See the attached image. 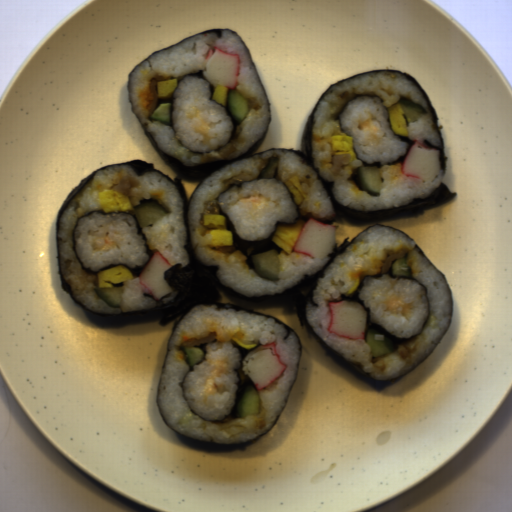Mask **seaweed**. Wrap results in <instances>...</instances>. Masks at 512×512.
<instances>
[{
  "mask_svg": "<svg viewBox=\"0 0 512 512\" xmlns=\"http://www.w3.org/2000/svg\"><path fill=\"white\" fill-rule=\"evenodd\" d=\"M224 30L228 29H210L207 31H203L200 33H196L187 37H184L182 40L176 42L173 45H168L163 49L155 50L150 55H148L146 58H144L140 63L134 66L133 69L130 70L127 78L126 83V91H127V99L130 103V110L136 117L137 121L139 122L145 136L149 140L150 144L154 148L155 152L160 156V158L169 166V168L175 173L174 179L170 178L167 174L163 173L160 169H155L154 162H146L141 159L136 160H129L124 161L122 163H113L109 165H105L101 168H98L91 172L87 177L84 179H81L80 183L71 190V192L68 194L67 198L65 199L64 203L62 204L61 208L58 211L57 219H56V257H57V268H58V279H59V285L61 289L68 295L69 299L71 300L72 304L76 306L81 313L86 317V319L92 323L95 327L103 328V329H120L125 326H134L144 323H150V322H158L159 326H166L172 321L179 318L174 325L167 342V352L165 354V357L163 359V365H162V372L164 369L166 358L169 354V342L171 335L175 328L177 327L178 323L182 320V318L194 307V306H205V307H211L212 305H217L216 309H235L236 311H246L250 315H259L268 319H273L274 322L278 325H283L286 329V336L285 340L288 339L289 335L293 332L297 335L299 341H300V354H299V361H298V368L295 380L292 384V387L288 393L286 404L282 410V412L277 416L272 426L269 428L268 431L260 434L253 440L238 442V443H215L205 440H199L194 439L189 436L183 435L177 430H175L172 426H170L166 420L162 416L161 409L158 405V391H159V385L160 380L162 376L159 377L158 386H157V393H156V405L158 407L159 413L161 415V418L165 425L170 428L175 436L179 439V441L196 450H201L205 452H235V451H246V449L260 440L265 434L270 432L277 422L279 421L280 417L282 416L292 393L293 386L297 380L298 373H299V367H300V361L302 357V350H303V343L298 335V333L288 324L284 323L283 321L277 319L276 317L268 314H263L259 312H255V310H262V309H272V308H282L283 315H293L297 314L298 321L300 324L301 329L304 328L307 334V337L309 341L311 342L312 338H314L319 345L323 348L324 354L327 358L331 359L333 363L356 378L362 380L363 382L367 383L376 393H380L381 391L385 390L386 388L392 386L396 382L400 381L404 377H406L408 374H410L412 371H414L416 368H418L423 362H425L430 355L433 353V351L436 349V347L440 344V342L445 338L447 335L453 317H454V295L452 288L450 286V283L446 277V275L435 265V263L428 258L422 248L418 245V243L407 233H405L402 230L396 229L394 227L378 223L382 221H389V220H399V219H410V218H420L424 215L426 211H429L431 209H434L436 207L448 204L450 201H452L456 196V191H451L449 187L444 184L443 182L436 187L427 197H415L410 202H408L405 205L397 206V207H388V208H382V209H376V210H356L354 208H351L349 206L342 205L340 202H338L333 194L334 188H335V180H327L320 174V168L315 167V158L312 156L314 147L312 145L313 140V134H314V114L317 111L320 102L322 98L327 95L333 86L339 85L342 82L356 78L365 74H369L372 72H397L404 76L407 80H409L411 83H413L416 88L420 91L422 94L426 104H427V110L430 111V119L431 123L430 125L436 130L438 137H439V145H434L430 141H428L426 138L423 140V144L427 145L429 147L435 148L439 150V160L441 163V171L443 175L446 172V162L448 160L446 151H445V145H444V139L442 135L441 129H443L442 125L438 124V117H437V111L428 95L426 90L423 88V86L420 84V82L414 78L411 74H408L406 72L400 71V70H394V69H375L371 71H366L358 74H354L350 77H347L345 79H339L332 84L328 85L326 89L322 92V94L317 99L315 105L313 106L311 112L309 113L306 122L303 127V131L301 134L300 139V149H293L289 147H278V148H269L264 151L257 152L268 132L270 129V123L272 121V107L270 103V99L268 96V93L264 87V84L262 82L261 76L258 72V69L252 59L251 52L244 42L242 36L237 32L230 30L233 34H237L239 38L242 40V42L245 44L249 55L251 57V60L253 62L257 77L267 95L268 101H269V125L268 128L264 134L263 137H261L258 141H256L253 145V147L249 148L245 154L242 156L236 158V159H227L223 161H212L207 162L206 164L196 165L194 167L184 166L178 159L174 158L173 156L165 153L161 149L158 148V145L152 136V134L147 130L146 126L147 123L141 122V118L138 114H135L133 112V105L130 98V87H129V77L133 70L138 67L143 62L147 61L151 55L154 53L162 52L169 50L171 48L176 47L182 42H185L189 40L192 37H196L199 35L209 34V33H217L218 37L222 36V32ZM271 151H290L295 154H297L306 164L307 166H310L311 169L315 172L317 180H319L328 194L331 205L333 207V210L335 212V216L332 218L322 222L327 224H332L333 222H341L344 224V221L348 224H350L353 227H360L365 224H374L371 225L361 232H359L356 236H354L351 241H348L349 236L345 238L343 242L340 243V245L337 244L335 241L332 252L327 253V257H330L328 261L324 264V266L313 273L312 275H308L307 273H303V278L296 283L291 288H285L282 292H276L272 295H260V296H247L245 294H242L232 288L231 286L224 285L218 276V272L220 270L219 265H207L205 264L201 259H199L195 253L192 237H191V231H190V225H189V212L192 204L193 196L197 190V188L200 186V184L206 180L208 177L216 173L217 171L221 170L222 168L232 164L237 163L241 160H244L246 158H254L256 155H263L266 152ZM128 165L137 176H143L146 172L155 171L161 174L163 177L168 179L171 183H173L179 190L182 198V203L184 207V224L187 229V240L186 245L183 247L189 256V261L186 266L182 268V264H173L172 267L165 271L164 276L165 280L169 284V286L173 289L174 292H171L164 296L160 301H156L149 293H143L144 295L148 296L149 298L153 299L157 302L155 308H150L146 310H141L137 312H122V313H102V312H94L90 308H88L85 304H83L78 298H76L71 290V285L66 282V280L63 277L61 266H60V260H59V241L62 239L58 237L57 233L59 230V220L67 208L70 201L74 198V196L84 187V185L95 176L96 172L100 170H105L110 167H118V166H125ZM376 223V224H375ZM383 226L387 227L393 230L400 231L403 233L406 237H408L414 245L418 248V250L421 252V254L431 263V265L440 272L448 286V290L450 293V301H451V312H450V320L449 324L438 342L437 346L433 349V351L421 362L419 363L415 368L410 370L409 372L394 377L389 380H376L374 377H372L368 372L363 370V365L360 362L345 358L342 353L339 351H334L327 343H325L322 338L314 331L313 327L308 323L306 315H305V307L308 303V301L313 306H318V303L313 302V291L316 288V285L318 283V278H324L325 272L327 267L330 263H332L338 255L345 252L347 247L363 232L367 231L368 229L375 227V226Z\"/></svg>",
  "mask_w": 512,
  "mask_h": 512,
  "instance_id": "1",
  "label": "seaweed"
},
{
  "mask_svg": "<svg viewBox=\"0 0 512 512\" xmlns=\"http://www.w3.org/2000/svg\"><path fill=\"white\" fill-rule=\"evenodd\" d=\"M259 179H262V178H259ZM272 179H275V178H272ZM275 180L279 181L283 186H285L287 188V190H288V192H289V194L291 196L292 202L297 207L298 215H297L295 221L292 222V223H282L279 220H276V223L274 224L273 231L265 239L245 240L242 237H240L238 235L235 227H234L233 222L231 221V219L229 217V214L225 213L224 208L221 206V202H220L221 195L225 194L226 192H228L234 186H237V187H239L241 189L243 183H250L252 181L228 185L226 190H224L221 193H219L217 197H214L215 198V205L218 208V215L225 216V218H226L225 230L230 231L232 233L233 243H234L236 249L238 251L240 250L246 256L245 263L247 264L248 269H253L254 268L253 267V254H259V253H262V252H266L268 250H276V251L279 252V254L282 251H285L284 249L280 248L276 243L272 242L273 236L276 233L279 225H283V226H287V227H292L297 222V220L301 219V217H302L301 208H300V205H297L296 202H295V195H294V193L290 190V188L287 185L282 183L279 179H275ZM253 181H255V180H253Z\"/></svg>",
  "mask_w": 512,
  "mask_h": 512,
  "instance_id": "2",
  "label": "seaweed"
},
{
  "mask_svg": "<svg viewBox=\"0 0 512 512\" xmlns=\"http://www.w3.org/2000/svg\"><path fill=\"white\" fill-rule=\"evenodd\" d=\"M388 275L390 278H397L398 279H408V280H414L415 282H417L419 285H421L424 289H425V295H426V300H427V305H428V317L425 321V323L423 324V328L421 330V332H419L418 334H414V335H411L409 338H401V337H396L394 336L393 334H391L390 332H388L386 329H384L385 325H381V324H377L376 322H372L370 320V307H364L363 305V300H361L358 296V292L361 290L362 286H363V280L365 278H374V279H379L381 278L383 275ZM340 301H350V302H357L359 304L362 305V307L367 311V324H366V328H368L369 330L370 329H373L374 331L378 332L379 334H381L382 336L388 338L389 340H391L392 342H395V343H404L410 339H413L415 337H417L418 335H420L427 323H428V320H429V316L431 314V302L429 300V297H428V288L426 285H424L422 282H420L419 280L415 279L414 277H412L411 275L410 276H394L393 275V267L387 271L386 273L384 274H376V275H364L359 283V285L356 287V289L350 293L349 295H345V294H340L339 296V302Z\"/></svg>",
  "mask_w": 512,
  "mask_h": 512,
  "instance_id": "3",
  "label": "seaweed"
},
{
  "mask_svg": "<svg viewBox=\"0 0 512 512\" xmlns=\"http://www.w3.org/2000/svg\"><path fill=\"white\" fill-rule=\"evenodd\" d=\"M95 212H99L101 215H109V214H114V213H124V214H127V215H131L134 220H135V223H136V227H137V235L139 236H142V240L145 241L144 242V246H146V253L147 255L149 256V260L145 263V264H142V265H136L135 268H131L129 267L128 265L126 264H109L108 266L106 267H102L101 269H99L98 271H92L90 267H84V264L82 262V260L78 257L77 255V252H76V249H75V246H76V240H75V229H76V226L78 225V221L79 219L83 218V217H88L89 215H91L92 213H95ZM71 241H72V250L75 254V257H76V260L77 262L80 263V268L81 270H83L85 272V274L89 275V276H98V273L99 272H102V271H105V270H108V269H111V268H115L116 266L118 265H124L129 271L130 273L132 274V276H134L135 278L136 277H139L140 274L142 273V271L145 269L146 265L148 264V262L150 261L151 257L153 256L154 252L150 249L149 245H148V242H147V238H146V235L145 233L142 231V227L139 223V220L137 218L136 215H134V212H111V213H104L103 209H98V210H94V211H90V212H86L84 213L83 215L79 216L78 218H76V223L71 231Z\"/></svg>",
  "mask_w": 512,
  "mask_h": 512,
  "instance_id": "4",
  "label": "seaweed"
},
{
  "mask_svg": "<svg viewBox=\"0 0 512 512\" xmlns=\"http://www.w3.org/2000/svg\"><path fill=\"white\" fill-rule=\"evenodd\" d=\"M364 97H372V98H378L380 99V104L382 105L383 103V98L382 96H379L377 94H374V93H354L353 95H351L346 102L342 103L340 108L338 109L337 112L333 113L332 116L330 117L333 121H338L339 125H340V129H341V134L342 133H345L343 128H342V125L340 123V117L343 113V111L345 110V108L347 107L348 103L351 102L352 100L356 99V98H364ZM383 106V105H382ZM387 112V116H386V122H388V127L389 129L391 130L392 134L394 137H396L397 139H399L400 141H404V142H407L408 144V147L404 153V155L402 156H399L398 158H396L393 162H381V161H374L372 163H367L365 161H363L362 159L359 158V154L356 152L355 148H354V145L352 143V146H353V151H354V154L356 156V159H359L362 161L364 167H377L378 169L381 168L382 165H391V164H404L405 162V159L412 147L413 144H415L416 142L412 141L408 136H400L398 134H396L393 129H392V125H391V120H390V111L387 107L383 106Z\"/></svg>",
  "mask_w": 512,
  "mask_h": 512,
  "instance_id": "5",
  "label": "seaweed"
},
{
  "mask_svg": "<svg viewBox=\"0 0 512 512\" xmlns=\"http://www.w3.org/2000/svg\"><path fill=\"white\" fill-rule=\"evenodd\" d=\"M271 158H278V165L276 167L275 175H274L273 179H278L281 182V178H280V174H279L281 155L277 154V155H272V156L262 160L258 166V172H256V173L252 172L251 170L242 168L235 175L228 177V178H223L221 182L223 184L224 191L227 190L228 186L232 185V184L247 183V182L255 181L257 179H261V178H259V176H260L261 172L267 167Z\"/></svg>",
  "mask_w": 512,
  "mask_h": 512,
  "instance_id": "6",
  "label": "seaweed"
},
{
  "mask_svg": "<svg viewBox=\"0 0 512 512\" xmlns=\"http://www.w3.org/2000/svg\"><path fill=\"white\" fill-rule=\"evenodd\" d=\"M203 71H204V70H201V69H200L198 73H192V74H189V75H187V76H184L183 78H181V79L178 81L177 86H176V88H175V90H174V92H173L172 99H171V126H170V127H171L172 129H173V122H172V109H173L174 94H175V91H176V89H177V87H178L179 82H180V81H182L183 79L187 78V77H198V78H201V79L207 80V79L203 76ZM207 81H208V80H207ZM208 83L210 84V90H211V96H210L209 100H210V101H213V102H215V103H217V104H218V105H220L221 107H225V110H226L227 115L229 116V118H230V119L232 120V122L234 123L235 128H234V130H233V133H232V136H231L230 140L228 141V143H229V142L231 141V139H232V138L237 137V135H236V130H237V127L240 125V121H237V120L233 117V115H232V114H231V112L229 111L228 107L223 106V105H222V103H219V102H217L216 100H212V97H213V94H214V87H215V86H213L209 81H208ZM175 132H176V130H175V129H173V136L175 135ZM175 139H176V138H175ZM176 140H177V139H176ZM177 141H178V143H180V140H177ZM228 143H227V144H228ZM227 144H225L224 146H222V147H220V148H217V149L211 150V151H209V152H206V154H207V153H210V152H212V151H218V152H219V151L221 150V148L225 147ZM180 145H181V144H180ZM184 148H185V147H184ZM186 149H187V148H186ZM187 150H188V149H187ZM189 151H190V150H189ZM190 152H192V151H190ZM192 153H193V154H203V153H197V152H192Z\"/></svg>",
  "mask_w": 512,
  "mask_h": 512,
  "instance_id": "7",
  "label": "seaweed"
},
{
  "mask_svg": "<svg viewBox=\"0 0 512 512\" xmlns=\"http://www.w3.org/2000/svg\"><path fill=\"white\" fill-rule=\"evenodd\" d=\"M230 346H234L238 352H239V367L238 368H235L233 369L238 377V382L236 384V387H237V390L235 391L236 393V397H235V403H234V406L233 408L231 409L230 413L227 415V416H224L223 419L221 420H208V419H205L203 418L202 416H200L199 414H197L195 411H193L190 407V411L192 412L193 415L197 416L198 418H200L201 420H203L204 422H209V423H220L222 422L223 420L227 419L229 416H231L237 406V403H238V394H239V390H240V383H241V376H240V372L239 370L242 369V363H243V355H242V350H241V347L239 344H231Z\"/></svg>",
  "mask_w": 512,
  "mask_h": 512,
  "instance_id": "8",
  "label": "seaweed"
},
{
  "mask_svg": "<svg viewBox=\"0 0 512 512\" xmlns=\"http://www.w3.org/2000/svg\"><path fill=\"white\" fill-rule=\"evenodd\" d=\"M352 157L351 154L344 153L340 155L332 156V166L329 168V171L332 177H338L340 172L346 168V166L350 163ZM348 163V164H346Z\"/></svg>",
  "mask_w": 512,
  "mask_h": 512,
  "instance_id": "9",
  "label": "seaweed"
},
{
  "mask_svg": "<svg viewBox=\"0 0 512 512\" xmlns=\"http://www.w3.org/2000/svg\"><path fill=\"white\" fill-rule=\"evenodd\" d=\"M203 212L199 214L200 224H203V215H219V208L216 205V198L211 200L203 201L202 203Z\"/></svg>",
  "mask_w": 512,
  "mask_h": 512,
  "instance_id": "10",
  "label": "seaweed"
},
{
  "mask_svg": "<svg viewBox=\"0 0 512 512\" xmlns=\"http://www.w3.org/2000/svg\"><path fill=\"white\" fill-rule=\"evenodd\" d=\"M359 168H361L360 166L355 168V169H352V174H350L349 178L347 180H350L353 182V185H355L359 191H363L361 190L360 188V184H359V178H358V170Z\"/></svg>",
  "mask_w": 512,
  "mask_h": 512,
  "instance_id": "11",
  "label": "seaweed"
},
{
  "mask_svg": "<svg viewBox=\"0 0 512 512\" xmlns=\"http://www.w3.org/2000/svg\"><path fill=\"white\" fill-rule=\"evenodd\" d=\"M193 371V366L191 365L190 368H189V371L187 372V374L185 376H183V379L182 381H178V386L181 387V392H182V397L187 401L186 397H185V391H184V387H183V383L184 381L186 380V378L188 377L189 373Z\"/></svg>",
  "mask_w": 512,
  "mask_h": 512,
  "instance_id": "12",
  "label": "seaweed"
},
{
  "mask_svg": "<svg viewBox=\"0 0 512 512\" xmlns=\"http://www.w3.org/2000/svg\"><path fill=\"white\" fill-rule=\"evenodd\" d=\"M312 215H313V213H310V212H309V213H307L306 215L301 216V218H300V219H302V220L306 223L309 219H313V218H312Z\"/></svg>",
  "mask_w": 512,
  "mask_h": 512,
  "instance_id": "13",
  "label": "seaweed"
},
{
  "mask_svg": "<svg viewBox=\"0 0 512 512\" xmlns=\"http://www.w3.org/2000/svg\"><path fill=\"white\" fill-rule=\"evenodd\" d=\"M402 117H403V119H404V121H405L406 127H408L409 122H408V120H407V118H406L405 114H403V116H402Z\"/></svg>",
  "mask_w": 512,
  "mask_h": 512,
  "instance_id": "14",
  "label": "seaweed"
}]
</instances>
